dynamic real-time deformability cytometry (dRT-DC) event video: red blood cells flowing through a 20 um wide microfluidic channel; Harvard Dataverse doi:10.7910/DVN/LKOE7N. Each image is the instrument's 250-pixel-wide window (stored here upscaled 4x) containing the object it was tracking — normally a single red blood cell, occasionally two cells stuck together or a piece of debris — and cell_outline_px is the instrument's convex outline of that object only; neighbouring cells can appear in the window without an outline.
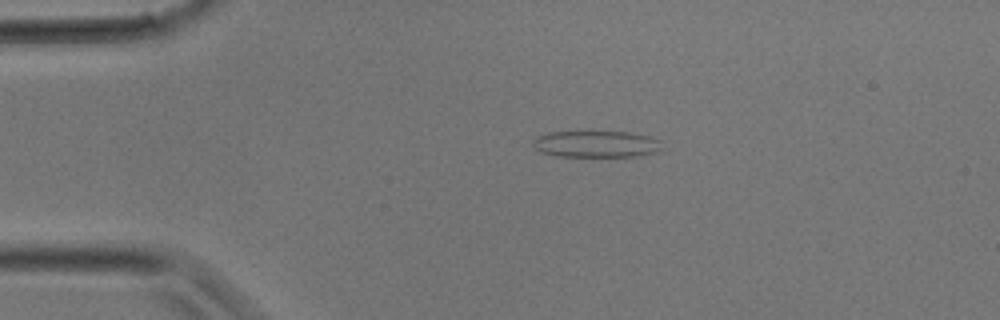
{"species": "common noctule bat (a hibernating species)", "species_latin": "Nyctalus noctula", "temperature_condition": "room temperature", "stored_images_in_passage": 25, "camera_frame_rate_fps": 3000, "um_per_image_px": 0.085, "animal": {"sex": "male", "body_mass_g": 17.9}, "frame": {"image": 1, "passage_image": 1, "time_ms": 0.0, "image_size_px": [1000, 320], "cell_outline_px": [[664, 152], [640, 156], [556, 156], [540, 152], [532, 144], [532, 140], [536, 136], [548, 132], [628, 132], [648, 136], [660, 140]], "centroid_in_image_um": [50.72, 12.25], "position_along_channel_um": 34.3, "area_um2": 20.29}}
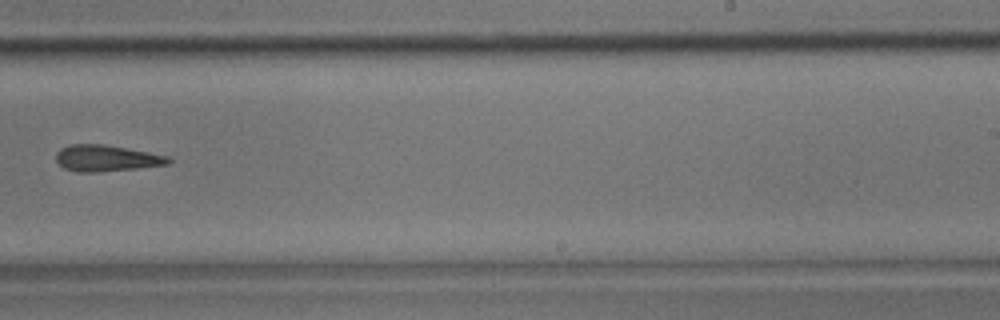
{"frame": {"image": 2, "passage_image": 14, "time_ms": 4.333, "image_size_px": [1000, 320], "cell_outline_px": [[172, 160], [168, 164], [136, 168], [96, 172], [76, 172], [64, 168], [56, 160], [56, 152], [60, 148], [72, 144], [104, 144], [148, 152], [168, 156]], "centroid_in_image_um": [9.01, 13.44], "position_along_channel_um": 280.0, "area_um2": 17.11}}
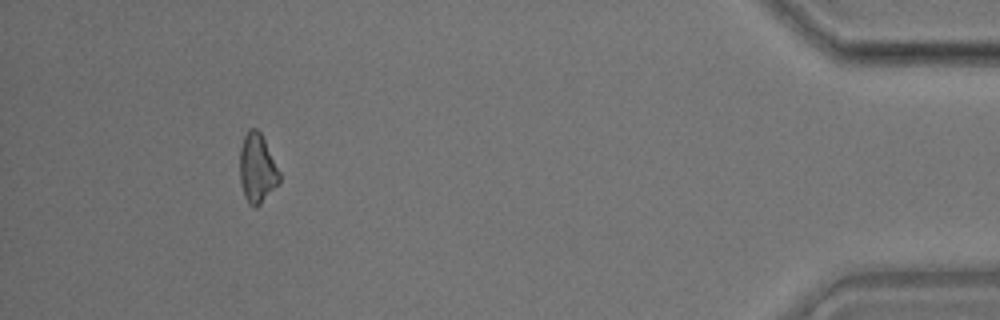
{"frame": {"image": 3, "passage_image": 23, "time_ms": 7.333, "image_size_px": [1000, 320], "cell_outline_px": [[280, 184], [256, 208], [252, 208], [248, 204], [244, 196], [240, 180], [240, 148], [244, 136], [248, 128], [256, 128], [260, 132], [280, 172]], "centroid_in_image_um": [21.86, 14.35], "position_along_channel_um": 413.3, "area_um2": 16.13}}